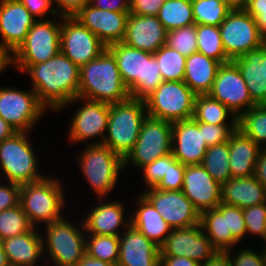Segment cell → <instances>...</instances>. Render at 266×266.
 Masks as SVG:
<instances>
[{
    "label": "cell",
    "mask_w": 266,
    "mask_h": 266,
    "mask_svg": "<svg viewBox=\"0 0 266 266\" xmlns=\"http://www.w3.org/2000/svg\"><path fill=\"white\" fill-rule=\"evenodd\" d=\"M16 129L0 117V142L12 137L16 133Z\"/></svg>",
    "instance_id": "59"
},
{
    "label": "cell",
    "mask_w": 266,
    "mask_h": 266,
    "mask_svg": "<svg viewBox=\"0 0 266 266\" xmlns=\"http://www.w3.org/2000/svg\"><path fill=\"white\" fill-rule=\"evenodd\" d=\"M200 266H231L229 252L217 251Z\"/></svg>",
    "instance_id": "56"
},
{
    "label": "cell",
    "mask_w": 266,
    "mask_h": 266,
    "mask_svg": "<svg viewBox=\"0 0 266 266\" xmlns=\"http://www.w3.org/2000/svg\"><path fill=\"white\" fill-rule=\"evenodd\" d=\"M136 201L139 207L130 216L131 225L160 248L172 228L142 194Z\"/></svg>",
    "instance_id": "31"
},
{
    "label": "cell",
    "mask_w": 266,
    "mask_h": 266,
    "mask_svg": "<svg viewBox=\"0 0 266 266\" xmlns=\"http://www.w3.org/2000/svg\"><path fill=\"white\" fill-rule=\"evenodd\" d=\"M128 16L129 12L102 10L88 4L74 18L108 47L123 41Z\"/></svg>",
    "instance_id": "20"
},
{
    "label": "cell",
    "mask_w": 266,
    "mask_h": 266,
    "mask_svg": "<svg viewBox=\"0 0 266 266\" xmlns=\"http://www.w3.org/2000/svg\"><path fill=\"white\" fill-rule=\"evenodd\" d=\"M162 4V0H129V13L157 16Z\"/></svg>",
    "instance_id": "51"
},
{
    "label": "cell",
    "mask_w": 266,
    "mask_h": 266,
    "mask_svg": "<svg viewBox=\"0 0 266 266\" xmlns=\"http://www.w3.org/2000/svg\"><path fill=\"white\" fill-rule=\"evenodd\" d=\"M240 69L252 100L266 104V43L233 60Z\"/></svg>",
    "instance_id": "25"
},
{
    "label": "cell",
    "mask_w": 266,
    "mask_h": 266,
    "mask_svg": "<svg viewBox=\"0 0 266 266\" xmlns=\"http://www.w3.org/2000/svg\"><path fill=\"white\" fill-rule=\"evenodd\" d=\"M221 200L245 209L266 203V188L254 176L230 178L221 185Z\"/></svg>",
    "instance_id": "27"
},
{
    "label": "cell",
    "mask_w": 266,
    "mask_h": 266,
    "mask_svg": "<svg viewBox=\"0 0 266 266\" xmlns=\"http://www.w3.org/2000/svg\"><path fill=\"white\" fill-rule=\"evenodd\" d=\"M147 110L144 100L129 98L110 104L107 124L108 136L103 145L110 148L123 159L133 149Z\"/></svg>",
    "instance_id": "4"
},
{
    "label": "cell",
    "mask_w": 266,
    "mask_h": 266,
    "mask_svg": "<svg viewBox=\"0 0 266 266\" xmlns=\"http://www.w3.org/2000/svg\"><path fill=\"white\" fill-rule=\"evenodd\" d=\"M128 88L124 84L114 55L106 48L97 58L80 67L78 97L80 100L106 102L109 104L129 99Z\"/></svg>",
    "instance_id": "2"
},
{
    "label": "cell",
    "mask_w": 266,
    "mask_h": 266,
    "mask_svg": "<svg viewBox=\"0 0 266 266\" xmlns=\"http://www.w3.org/2000/svg\"><path fill=\"white\" fill-rule=\"evenodd\" d=\"M32 89L0 87V117L12 125L17 132H29L46 111Z\"/></svg>",
    "instance_id": "13"
},
{
    "label": "cell",
    "mask_w": 266,
    "mask_h": 266,
    "mask_svg": "<svg viewBox=\"0 0 266 266\" xmlns=\"http://www.w3.org/2000/svg\"><path fill=\"white\" fill-rule=\"evenodd\" d=\"M91 210L82 221L88 234L120 236L121 231L118 232V228L120 226L126 228L131 224L130 217L128 222L125 220L122 202H102Z\"/></svg>",
    "instance_id": "26"
},
{
    "label": "cell",
    "mask_w": 266,
    "mask_h": 266,
    "mask_svg": "<svg viewBox=\"0 0 266 266\" xmlns=\"http://www.w3.org/2000/svg\"><path fill=\"white\" fill-rule=\"evenodd\" d=\"M141 193L157 210L172 228H183L198 225L200 212L193 203L180 191H166L154 188Z\"/></svg>",
    "instance_id": "16"
},
{
    "label": "cell",
    "mask_w": 266,
    "mask_h": 266,
    "mask_svg": "<svg viewBox=\"0 0 266 266\" xmlns=\"http://www.w3.org/2000/svg\"><path fill=\"white\" fill-rule=\"evenodd\" d=\"M208 95L225 105L237 118L257 105L252 100L240 69L233 61L219 67Z\"/></svg>",
    "instance_id": "15"
},
{
    "label": "cell",
    "mask_w": 266,
    "mask_h": 266,
    "mask_svg": "<svg viewBox=\"0 0 266 266\" xmlns=\"http://www.w3.org/2000/svg\"><path fill=\"white\" fill-rule=\"evenodd\" d=\"M32 228L20 204L0 211V241L29 232Z\"/></svg>",
    "instance_id": "41"
},
{
    "label": "cell",
    "mask_w": 266,
    "mask_h": 266,
    "mask_svg": "<svg viewBox=\"0 0 266 266\" xmlns=\"http://www.w3.org/2000/svg\"><path fill=\"white\" fill-rule=\"evenodd\" d=\"M182 192L200 214L216 208L221 202V185L202 165H186Z\"/></svg>",
    "instance_id": "21"
},
{
    "label": "cell",
    "mask_w": 266,
    "mask_h": 266,
    "mask_svg": "<svg viewBox=\"0 0 266 266\" xmlns=\"http://www.w3.org/2000/svg\"><path fill=\"white\" fill-rule=\"evenodd\" d=\"M222 64L201 52L186 57L184 82L196 95L208 94Z\"/></svg>",
    "instance_id": "29"
},
{
    "label": "cell",
    "mask_w": 266,
    "mask_h": 266,
    "mask_svg": "<svg viewBox=\"0 0 266 266\" xmlns=\"http://www.w3.org/2000/svg\"><path fill=\"white\" fill-rule=\"evenodd\" d=\"M60 23L37 20L26 35L25 41L13 53L15 64H37L48 61L60 52Z\"/></svg>",
    "instance_id": "12"
},
{
    "label": "cell",
    "mask_w": 266,
    "mask_h": 266,
    "mask_svg": "<svg viewBox=\"0 0 266 266\" xmlns=\"http://www.w3.org/2000/svg\"><path fill=\"white\" fill-rule=\"evenodd\" d=\"M237 129L261 148H266V104L255 105L237 118ZM265 146H264V145Z\"/></svg>",
    "instance_id": "35"
},
{
    "label": "cell",
    "mask_w": 266,
    "mask_h": 266,
    "mask_svg": "<svg viewBox=\"0 0 266 266\" xmlns=\"http://www.w3.org/2000/svg\"><path fill=\"white\" fill-rule=\"evenodd\" d=\"M219 29L226 55L231 61L266 43L255 19L243 8H234Z\"/></svg>",
    "instance_id": "11"
},
{
    "label": "cell",
    "mask_w": 266,
    "mask_h": 266,
    "mask_svg": "<svg viewBox=\"0 0 266 266\" xmlns=\"http://www.w3.org/2000/svg\"><path fill=\"white\" fill-rule=\"evenodd\" d=\"M186 165L180 163L173 155L168 154V171L155 187L158 190L180 191L183 186Z\"/></svg>",
    "instance_id": "43"
},
{
    "label": "cell",
    "mask_w": 266,
    "mask_h": 266,
    "mask_svg": "<svg viewBox=\"0 0 266 266\" xmlns=\"http://www.w3.org/2000/svg\"><path fill=\"white\" fill-rule=\"evenodd\" d=\"M230 114L231 122L226 123ZM197 122L214 125H237V117L225 105L211 98L208 94L196 95L193 117Z\"/></svg>",
    "instance_id": "33"
},
{
    "label": "cell",
    "mask_w": 266,
    "mask_h": 266,
    "mask_svg": "<svg viewBox=\"0 0 266 266\" xmlns=\"http://www.w3.org/2000/svg\"><path fill=\"white\" fill-rule=\"evenodd\" d=\"M28 132H16L0 142V168L8 182L18 185L29 184L44 178L38 174L36 154L27 139Z\"/></svg>",
    "instance_id": "9"
},
{
    "label": "cell",
    "mask_w": 266,
    "mask_h": 266,
    "mask_svg": "<svg viewBox=\"0 0 266 266\" xmlns=\"http://www.w3.org/2000/svg\"><path fill=\"white\" fill-rule=\"evenodd\" d=\"M231 251L232 250H227V252H229L231 266H265L261 253L257 254V252L252 249H240L235 257L233 254L230 255Z\"/></svg>",
    "instance_id": "48"
},
{
    "label": "cell",
    "mask_w": 266,
    "mask_h": 266,
    "mask_svg": "<svg viewBox=\"0 0 266 266\" xmlns=\"http://www.w3.org/2000/svg\"><path fill=\"white\" fill-rule=\"evenodd\" d=\"M247 234L264 237L266 230V203L243 209Z\"/></svg>",
    "instance_id": "44"
},
{
    "label": "cell",
    "mask_w": 266,
    "mask_h": 266,
    "mask_svg": "<svg viewBox=\"0 0 266 266\" xmlns=\"http://www.w3.org/2000/svg\"><path fill=\"white\" fill-rule=\"evenodd\" d=\"M229 139L227 142L208 147L201 165L220 185L231 177Z\"/></svg>",
    "instance_id": "36"
},
{
    "label": "cell",
    "mask_w": 266,
    "mask_h": 266,
    "mask_svg": "<svg viewBox=\"0 0 266 266\" xmlns=\"http://www.w3.org/2000/svg\"><path fill=\"white\" fill-rule=\"evenodd\" d=\"M237 125H214L203 122V136L208 147L227 142Z\"/></svg>",
    "instance_id": "46"
},
{
    "label": "cell",
    "mask_w": 266,
    "mask_h": 266,
    "mask_svg": "<svg viewBox=\"0 0 266 266\" xmlns=\"http://www.w3.org/2000/svg\"><path fill=\"white\" fill-rule=\"evenodd\" d=\"M86 254L92 258L117 265L119 236L89 234L86 238Z\"/></svg>",
    "instance_id": "40"
},
{
    "label": "cell",
    "mask_w": 266,
    "mask_h": 266,
    "mask_svg": "<svg viewBox=\"0 0 266 266\" xmlns=\"http://www.w3.org/2000/svg\"><path fill=\"white\" fill-rule=\"evenodd\" d=\"M172 124L147 115L133 149L124 160V167L132 163L137 168L152 163L157 158L172 152Z\"/></svg>",
    "instance_id": "10"
},
{
    "label": "cell",
    "mask_w": 266,
    "mask_h": 266,
    "mask_svg": "<svg viewBox=\"0 0 266 266\" xmlns=\"http://www.w3.org/2000/svg\"><path fill=\"white\" fill-rule=\"evenodd\" d=\"M52 3L60 8V17H74L89 4V0H52Z\"/></svg>",
    "instance_id": "52"
},
{
    "label": "cell",
    "mask_w": 266,
    "mask_h": 266,
    "mask_svg": "<svg viewBox=\"0 0 266 266\" xmlns=\"http://www.w3.org/2000/svg\"><path fill=\"white\" fill-rule=\"evenodd\" d=\"M196 25L220 26L233 8L224 0H192Z\"/></svg>",
    "instance_id": "38"
},
{
    "label": "cell",
    "mask_w": 266,
    "mask_h": 266,
    "mask_svg": "<svg viewBox=\"0 0 266 266\" xmlns=\"http://www.w3.org/2000/svg\"><path fill=\"white\" fill-rule=\"evenodd\" d=\"M195 96L184 81H163L144 99L147 115L171 123L191 119Z\"/></svg>",
    "instance_id": "6"
},
{
    "label": "cell",
    "mask_w": 266,
    "mask_h": 266,
    "mask_svg": "<svg viewBox=\"0 0 266 266\" xmlns=\"http://www.w3.org/2000/svg\"><path fill=\"white\" fill-rule=\"evenodd\" d=\"M62 189L59 180L46 175L41 180L20 186L19 204L33 227L37 228L38 223L49 224L62 217L65 206Z\"/></svg>",
    "instance_id": "5"
},
{
    "label": "cell",
    "mask_w": 266,
    "mask_h": 266,
    "mask_svg": "<svg viewBox=\"0 0 266 266\" xmlns=\"http://www.w3.org/2000/svg\"><path fill=\"white\" fill-rule=\"evenodd\" d=\"M157 17L167 31L195 24L192 0L163 2Z\"/></svg>",
    "instance_id": "34"
},
{
    "label": "cell",
    "mask_w": 266,
    "mask_h": 266,
    "mask_svg": "<svg viewBox=\"0 0 266 266\" xmlns=\"http://www.w3.org/2000/svg\"><path fill=\"white\" fill-rule=\"evenodd\" d=\"M197 47L198 52L221 64L231 62L226 55L219 26L197 25Z\"/></svg>",
    "instance_id": "37"
},
{
    "label": "cell",
    "mask_w": 266,
    "mask_h": 266,
    "mask_svg": "<svg viewBox=\"0 0 266 266\" xmlns=\"http://www.w3.org/2000/svg\"><path fill=\"white\" fill-rule=\"evenodd\" d=\"M228 3L233 9L234 8H244L249 0H224Z\"/></svg>",
    "instance_id": "62"
},
{
    "label": "cell",
    "mask_w": 266,
    "mask_h": 266,
    "mask_svg": "<svg viewBox=\"0 0 266 266\" xmlns=\"http://www.w3.org/2000/svg\"><path fill=\"white\" fill-rule=\"evenodd\" d=\"M77 266H117V265L92 258L88 254H85Z\"/></svg>",
    "instance_id": "60"
},
{
    "label": "cell",
    "mask_w": 266,
    "mask_h": 266,
    "mask_svg": "<svg viewBox=\"0 0 266 266\" xmlns=\"http://www.w3.org/2000/svg\"><path fill=\"white\" fill-rule=\"evenodd\" d=\"M200 224L217 251L231 250L238 243L233 235H227L225 203L221 202L216 208L203 211Z\"/></svg>",
    "instance_id": "32"
},
{
    "label": "cell",
    "mask_w": 266,
    "mask_h": 266,
    "mask_svg": "<svg viewBox=\"0 0 266 266\" xmlns=\"http://www.w3.org/2000/svg\"><path fill=\"white\" fill-rule=\"evenodd\" d=\"M158 61L163 81H183L185 75L186 57L177 50L167 46L160 47L154 53Z\"/></svg>",
    "instance_id": "39"
},
{
    "label": "cell",
    "mask_w": 266,
    "mask_h": 266,
    "mask_svg": "<svg viewBox=\"0 0 266 266\" xmlns=\"http://www.w3.org/2000/svg\"><path fill=\"white\" fill-rule=\"evenodd\" d=\"M80 228L61 217L46 224L43 251L49 254L55 266H77L86 254V237L83 222ZM45 238V240H44ZM46 243V244H45Z\"/></svg>",
    "instance_id": "7"
},
{
    "label": "cell",
    "mask_w": 266,
    "mask_h": 266,
    "mask_svg": "<svg viewBox=\"0 0 266 266\" xmlns=\"http://www.w3.org/2000/svg\"><path fill=\"white\" fill-rule=\"evenodd\" d=\"M37 20L19 0H0V43L14 53Z\"/></svg>",
    "instance_id": "22"
},
{
    "label": "cell",
    "mask_w": 266,
    "mask_h": 266,
    "mask_svg": "<svg viewBox=\"0 0 266 266\" xmlns=\"http://www.w3.org/2000/svg\"><path fill=\"white\" fill-rule=\"evenodd\" d=\"M0 266H10L4 247L0 242Z\"/></svg>",
    "instance_id": "63"
},
{
    "label": "cell",
    "mask_w": 266,
    "mask_h": 266,
    "mask_svg": "<svg viewBox=\"0 0 266 266\" xmlns=\"http://www.w3.org/2000/svg\"><path fill=\"white\" fill-rule=\"evenodd\" d=\"M166 45L185 57L197 52V25L192 24L167 31Z\"/></svg>",
    "instance_id": "42"
},
{
    "label": "cell",
    "mask_w": 266,
    "mask_h": 266,
    "mask_svg": "<svg viewBox=\"0 0 266 266\" xmlns=\"http://www.w3.org/2000/svg\"><path fill=\"white\" fill-rule=\"evenodd\" d=\"M253 176L266 188V148L259 152Z\"/></svg>",
    "instance_id": "55"
},
{
    "label": "cell",
    "mask_w": 266,
    "mask_h": 266,
    "mask_svg": "<svg viewBox=\"0 0 266 266\" xmlns=\"http://www.w3.org/2000/svg\"><path fill=\"white\" fill-rule=\"evenodd\" d=\"M198 262L184 256H160L159 266H200Z\"/></svg>",
    "instance_id": "54"
},
{
    "label": "cell",
    "mask_w": 266,
    "mask_h": 266,
    "mask_svg": "<svg viewBox=\"0 0 266 266\" xmlns=\"http://www.w3.org/2000/svg\"><path fill=\"white\" fill-rule=\"evenodd\" d=\"M260 150L254 140L235 130L229 137L231 177L253 176Z\"/></svg>",
    "instance_id": "30"
},
{
    "label": "cell",
    "mask_w": 266,
    "mask_h": 266,
    "mask_svg": "<svg viewBox=\"0 0 266 266\" xmlns=\"http://www.w3.org/2000/svg\"><path fill=\"white\" fill-rule=\"evenodd\" d=\"M60 52L79 68L97 58L107 46L74 17H60Z\"/></svg>",
    "instance_id": "14"
},
{
    "label": "cell",
    "mask_w": 266,
    "mask_h": 266,
    "mask_svg": "<svg viewBox=\"0 0 266 266\" xmlns=\"http://www.w3.org/2000/svg\"><path fill=\"white\" fill-rule=\"evenodd\" d=\"M243 9L255 18L260 11H266V0H249Z\"/></svg>",
    "instance_id": "58"
},
{
    "label": "cell",
    "mask_w": 266,
    "mask_h": 266,
    "mask_svg": "<svg viewBox=\"0 0 266 266\" xmlns=\"http://www.w3.org/2000/svg\"><path fill=\"white\" fill-rule=\"evenodd\" d=\"M79 160L84 178L98 197L114 189L124 168L123 158L103 144H88Z\"/></svg>",
    "instance_id": "8"
},
{
    "label": "cell",
    "mask_w": 266,
    "mask_h": 266,
    "mask_svg": "<svg viewBox=\"0 0 266 266\" xmlns=\"http://www.w3.org/2000/svg\"><path fill=\"white\" fill-rule=\"evenodd\" d=\"M37 233L33 227L29 232L0 241L10 266H37V261L44 253L43 238Z\"/></svg>",
    "instance_id": "28"
},
{
    "label": "cell",
    "mask_w": 266,
    "mask_h": 266,
    "mask_svg": "<svg viewBox=\"0 0 266 266\" xmlns=\"http://www.w3.org/2000/svg\"><path fill=\"white\" fill-rule=\"evenodd\" d=\"M95 8L115 12H129V0H89Z\"/></svg>",
    "instance_id": "53"
},
{
    "label": "cell",
    "mask_w": 266,
    "mask_h": 266,
    "mask_svg": "<svg viewBox=\"0 0 266 266\" xmlns=\"http://www.w3.org/2000/svg\"><path fill=\"white\" fill-rule=\"evenodd\" d=\"M226 224L227 235H233L238 242H241L240 240L247 233L243 209L226 204Z\"/></svg>",
    "instance_id": "45"
},
{
    "label": "cell",
    "mask_w": 266,
    "mask_h": 266,
    "mask_svg": "<svg viewBox=\"0 0 266 266\" xmlns=\"http://www.w3.org/2000/svg\"><path fill=\"white\" fill-rule=\"evenodd\" d=\"M19 199L20 185L11 182L0 185V211L16 207L19 205Z\"/></svg>",
    "instance_id": "49"
},
{
    "label": "cell",
    "mask_w": 266,
    "mask_h": 266,
    "mask_svg": "<svg viewBox=\"0 0 266 266\" xmlns=\"http://www.w3.org/2000/svg\"><path fill=\"white\" fill-rule=\"evenodd\" d=\"M110 104L98 101H85L84 105L76 111L72 118L69 130L71 142H83L90 138L100 137V141L93 142L92 145L103 144L107 131ZM102 140V141H101Z\"/></svg>",
    "instance_id": "19"
},
{
    "label": "cell",
    "mask_w": 266,
    "mask_h": 266,
    "mask_svg": "<svg viewBox=\"0 0 266 266\" xmlns=\"http://www.w3.org/2000/svg\"><path fill=\"white\" fill-rule=\"evenodd\" d=\"M14 65L19 72L30 74L31 88L47 109L59 111L78 97L80 68L62 52L43 63Z\"/></svg>",
    "instance_id": "1"
},
{
    "label": "cell",
    "mask_w": 266,
    "mask_h": 266,
    "mask_svg": "<svg viewBox=\"0 0 266 266\" xmlns=\"http://www.w3.org/2000/svg\"><path fill=\"white\" fill-rule=\"evenodd\" d=\"M107 49L116 59L121 78L131 98L144 100L163 82L154 54L123 42L111 44Z\"/></svg>",
    "instance_id": "3"
},
{
    "label": "cell",
    "mask_w": 266,
    "mask_h": 266,
    "mask_svg": "<svg viewBox=\"0 0 266 266\" xmlns=\"http://www.w3.org/2000/svg\"><path fill=\"white\" fill-rule=\"evenodd\" d=\"M217 250L205 235L201 224L174 228L160 246V256H184L199 264L209 259Z\"/></svg>",
    "instance_id": "17"
},
{
    "label": "cell",
    "mask_w": 266,
    "mask_h": 266,
    "mask_svg": "<svg viewBox=\"0 0 266 266\" xmlns=\"http://www.w3.org/2000/svg\"><path fill=\"white\" fill-rule=\"evenodd\" d=\"M167 30L157 16L129 13L123 43L154 54L166 44Z\"/></svg>",
    "instance_id": "23"
},
{
    "label": "cell",
    "mask_w": 266,
    "mask_h": 266,
    "mask_svg": "<svg viewBox=\"0 0 266 266\" xmlns=\"http://www.w3.org/2000/svg\"><path fill=\"white\" fill-rule=\"evenodd\" d=\"M124 229L117 266H159L160 248L131 224Z\"/></svg>",
    "instance_id": "24"
},
{
    "label": "cell",
    "mask_w": 266,
    "mask_h": 266,
    "mask_svg": "<svg viewBox=\"0 0 266 266\" xmlns=\"http://www.w3.org/2000/svg\"><path fill=\"white\" fill-rule=\"evenodd\" d=\"M207 149L203 122L191 118L172 124V153L180 163L201 165Z\"/></svg>",
    "instance_id": "18"
},
{
    "label": "cell",
    "mask_w": 266,
    "mask_h": 266,
    "mask_svg": "<svg viewBox=\"0 0 266 266\" xmlns=\"http://www.w3.org/2000/svg\"><path fill=\"white\" fill-rule=\"evenodd\" d=\"M33 17L44 20L45 15H58V10L52 7V0H19Z\"/></svg>",
    "instance_id": "50"
},
{
    "label": "cell",
    "mask_w": 266,
    "mask_h": 266,
    "mask_svg": "<svg viewBox=\"0 0 266 266\" xmlns=\"http://www.w3.org/2000/svg\"><path fill=\"white\" fill-rule=\"evenodd\" d=\"M263 239L265 240V243H266V230H265V234H264Z\"/></svg>",
    "instance_id": "65"
},
{
    "label": "cell",
    "mask_w": 266,
    "mask_h": 266,
    "mask_svg": "<svg viewBox=\"0 0 266 266\" xmlns=\"http://www.w3.org/2000/svg\"><path fill=\"white\" fill-rule=\"evenodd\" d=\"M254 19L261 35L266 39V11H260Z\"/></svg>",
    "instance_id": "61"
},
{
    "label": "cell",
    "mask_w": 266,
    "mask_h": 266,
    "mask_svg": "<svg viewBox=\"0 0 266 266\" xmlns=\"http://www.w3.org/2000/svg\"><path fill=\"white\" fill-rule=\"evenodd\" d=\"M11 64H14L13 52L0 43V74Z\"/></svg>",
    "instance_id": "57"
},
{
    "label": "cell",
    "mask_w": 266,
    "mask_h": 266,
    "mask_svg": "<svg viewBox=\"0 0 266 266\" xmlns=\"http://www.w3.org/2000/svg\"><path fill=\"white\" fill-rule=\"evenodd\" d=\"M264 250H263V252H262V256H263V259H264V264H265V266H266V245L264 246Z\"/></svg>",
    "instance_id": "64"
},
{
    "label": "cell",
    "mask_w": 266,
    "mask_h": 266,
    "mask_svg": "<svg viewBox=\"0 0 266 266\" xmlns=\"http://www.w3.org/2000/svg\"><path fill=\"white\" fill-rule=\"evenodd\" d=\"M144 181L149 188H154L168 171V155L157 158L152 163L142 167Z\"/></svg>",
    "instance_id": "47"
}]
</instances>
